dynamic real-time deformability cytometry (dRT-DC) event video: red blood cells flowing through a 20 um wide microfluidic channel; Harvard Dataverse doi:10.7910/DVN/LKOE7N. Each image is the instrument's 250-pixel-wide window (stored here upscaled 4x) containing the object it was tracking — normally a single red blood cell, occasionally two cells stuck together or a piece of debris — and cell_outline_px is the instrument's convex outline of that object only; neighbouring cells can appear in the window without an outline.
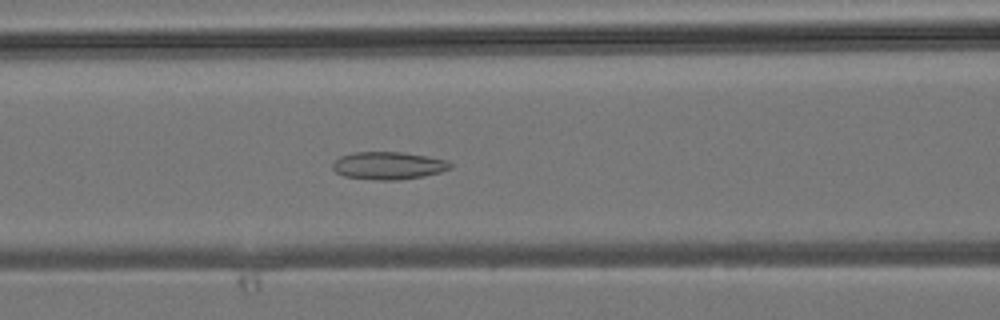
{"species": "common noctule bat (a hibernating species)", "species_latin": "Nyctalus noctula", "temperature_condition": "room temperature", "stored_images_in_passage": 45, "camera_frame_rate_fps": 3000, "um_per_image_px": 0.085, "animal": {"sex": "male", "body_mass_g": 19.2, "forearm_length_mm": 51.8}, "frame": {"image": 1, "passage_image": 19, "time_ms": 6.0, "image_size_px": [1000, 320], "cell_outline_px": [[452, 168], [440, 172], [424, 176], [400, 180], [376, 180], [344, 176], [336, 172], [332, 168], [332, 164], [340, 156], [352, 152], [404, 152], [428, 156], [448, 160], [452, 164]], "centroid_in_image_um": [33.03, 14.07], "position_along_channel_um": 133.6, "area_um2": 19.13}}
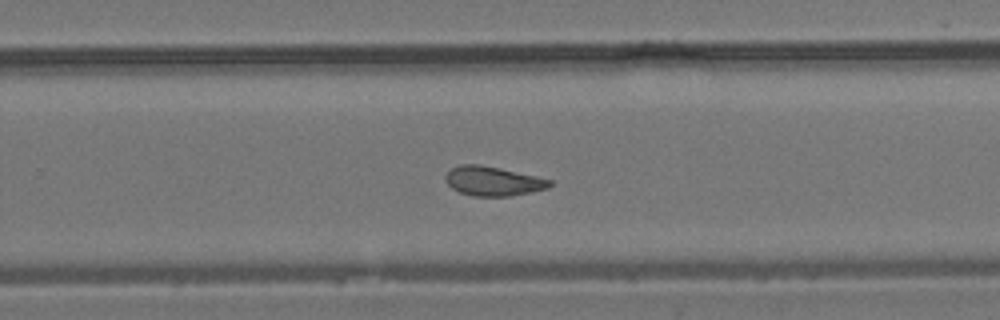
{"frame": {"image": 2, "passage_image": 29, "time_ms": 9.333, "image_size_px": [1000, 320], "cell_outline_px": [[552, 184], [548, 188], [532, 192], [508, 196], [472, 196], [460, 192], [452, 188], [444, 180], [444, 176], [452, 168], [460, 164], [480, 164], [500, 168], [536, 176], [552, 180]], "centroid_in_image_um": [41.9, 15.39], "position_along_channel_um": 287.9, "area_um2": 17.86}}
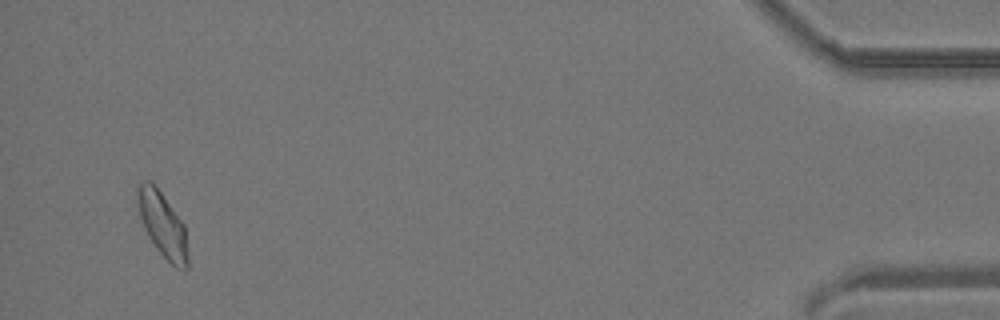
{"frame": {"image": 3, "passage_image": 43, "time_ms": 14.0, "image_size_px": [1000, 320], "cell_outline_px": [[188, 268], [184, 272], [176, 268], [156, 248], [148, 236], [144, 228], [140, 216], [136, 200], [136, 184], [144, 180], [152, 180], [156, 184], [184, 224], [188, 256]], "centroid_in_image_um": [13.8, 19.05], "position_along_channel_um": 421.4, "area_um2": 19.42}}